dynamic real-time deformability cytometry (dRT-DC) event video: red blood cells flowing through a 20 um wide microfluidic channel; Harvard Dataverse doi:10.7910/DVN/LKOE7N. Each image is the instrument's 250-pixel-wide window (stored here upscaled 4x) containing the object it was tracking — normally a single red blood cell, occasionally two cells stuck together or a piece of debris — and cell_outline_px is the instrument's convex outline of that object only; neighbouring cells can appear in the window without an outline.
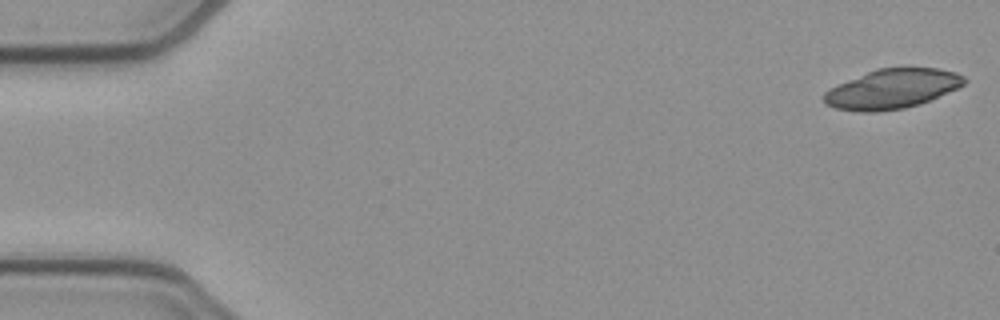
{"species": "common noctule bat (a hibernating species)", "species_latin": "Nyctalus noctula", "temperature_condition": "cold", "stored_images_in_passage": 52, "camera_frame_rate_fps": 3000, "um_per_image_px": 0.085, "animal": {"sex": "female", "body_mass_g": 21.9}, "frame": {"image": 1, "passage_image": 1, "time_ms": 0.0, "image_size_px": [1000, 320], "cell_outline_px": [[968, 80], [964, 84], [956, 88], [920, 104], [904, 108], [880, 112], [860, 112], [836, 108], [824, 104], [824, 92], [848, 80], [876, 68], [940, 68], [956, 72], [964, 76]], "centroid_in_image_um": [75.84, 7.56], "position_along_channel_um": 9.2, "area_um2": 32.14}}